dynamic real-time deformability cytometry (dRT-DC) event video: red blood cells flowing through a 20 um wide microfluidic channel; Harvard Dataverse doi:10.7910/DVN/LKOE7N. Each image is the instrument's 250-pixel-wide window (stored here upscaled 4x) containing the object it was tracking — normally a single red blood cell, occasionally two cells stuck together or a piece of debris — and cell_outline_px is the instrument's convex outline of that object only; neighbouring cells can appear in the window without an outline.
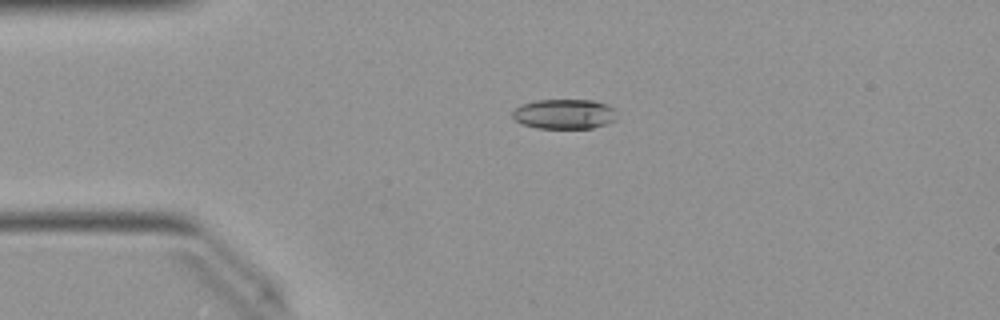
{"species": "Egyptian fruit bat (a non-hibernating species)", "species_latin": "Rousettus aegyptiacus", "temperature_condition": "warm", "stored_images_in_passage": 23, "camera_frame_rate_fps": 3000, "um_per_image_px": 0.085, "animal": {"sex": "female"}, "frame": {"image": 1, "passage_image": 7, "time_ms": 2.0, "image_size_px": [1000, 320], "cell_outline_px": [[616, 120], [608, 124], [592, 128], [536, 128], [520, 124], [512, 116], [512, 112], [520, 104], [536, 100], [592, 100], [608, 104], [616, 108]], "centroid_in_image_um": [47.99, 9.69], "position_along_channel_um": 37.0, "area_um2": 18.5}}
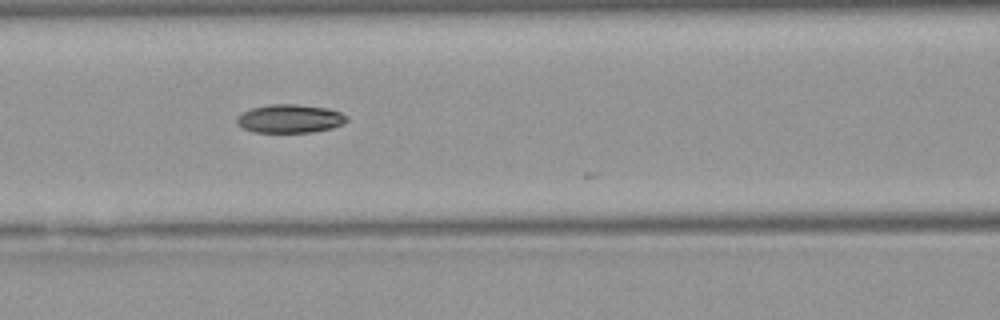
{"frame": {"image": 2, "passage_image": 17, "time_ms": 5.333, "image_size_px": [1000, 320], "cell_outline_px": [[348, 120], [344, 124], [332, 128], [312, 132], [252, 132], [236, 124], [236, 116], [252, 108], [268, 104], [296, 104], [328, 108], [340, 112], [348, 116]], "centroid_in_image_um": [24.65, 10.08], "position_along_channel_um": 141.9, "area_um2": 18.38}}
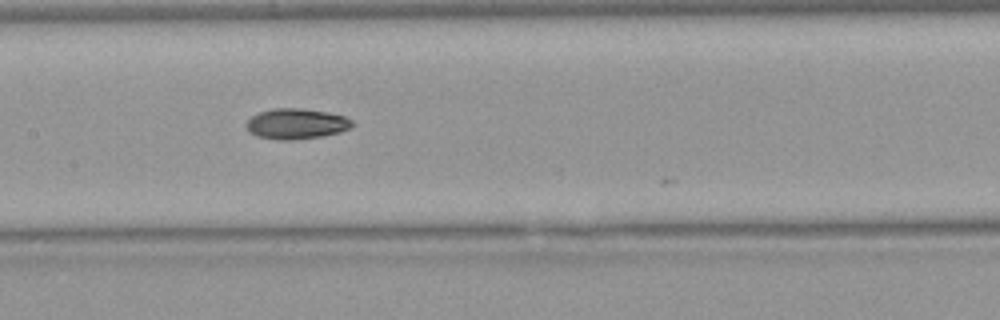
{"frame": {"image": 3, "passage_image": 20, "time_ms": 6.333, "image_size_px": [1000, 320], "cell_outline_px": [[356, 124], [340, 132], [320, 136], [296, 140], [276, 140], [256, 136], [248, 132], [248, 120], [252, 116], [260, 112], [276, 108], [300, 108], [328, 112], [344, 116], [352, 120]], "centroid_in_image_um": [25.2, 10.53], "position_along_channel_um": 182.2, "area_um2": 18.79}}